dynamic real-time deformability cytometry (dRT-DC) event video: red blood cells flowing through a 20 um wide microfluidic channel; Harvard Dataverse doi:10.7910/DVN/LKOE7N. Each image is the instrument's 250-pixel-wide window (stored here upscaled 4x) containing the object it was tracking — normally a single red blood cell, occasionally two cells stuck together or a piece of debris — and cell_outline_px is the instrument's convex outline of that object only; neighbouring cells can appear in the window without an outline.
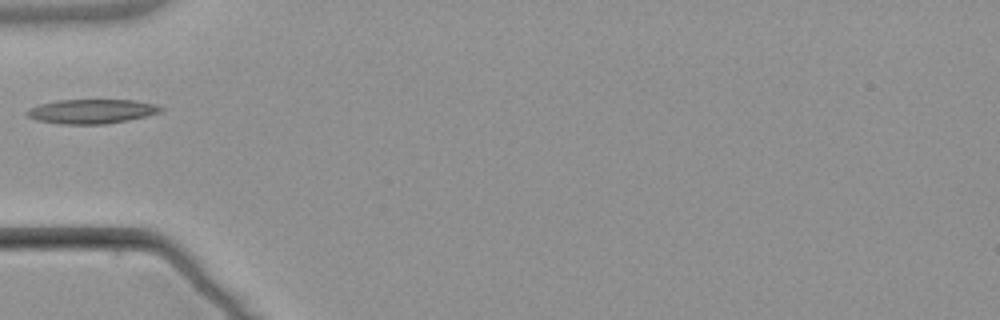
{"species": "common noctule bat (a hibernating species)", "species_latin": "Nyctalus noctula", "temperature_condition": "warm", "stored_images_in_passage": 1, "camera_frame_rate_fps": 3000, "um_per_image_px": 0.085, "animal": {"sex": "male", "body_mass_g": 21.5, "forearm_length_mm": 52.0}, "frame": {"image": 1, "passage_image": 1, "time_ms": 0.0, "image_size_px": [1000, 320], "cell_outline_px": [[164, 108], [160, 112], [128, 120], [108, 124], [60, 124], [36, 120], [28, 116], [24, 112], [28, 108], [40, 104], [56, 100], [136, 100], [156, 104]], "centroid_in_image_um": [7.76, 9.46], "position_along_channel_um": 77.2, "area_um2": 19.07}}